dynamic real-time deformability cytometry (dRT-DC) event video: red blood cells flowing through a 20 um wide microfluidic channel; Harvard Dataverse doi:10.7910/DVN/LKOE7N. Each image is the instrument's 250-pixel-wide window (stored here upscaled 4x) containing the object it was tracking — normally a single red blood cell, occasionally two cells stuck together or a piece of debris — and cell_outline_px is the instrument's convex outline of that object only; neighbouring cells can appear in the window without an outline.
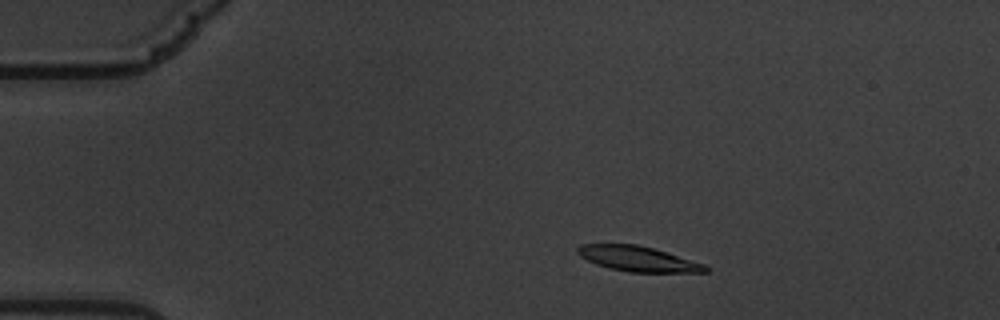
{"species": "common noctule bat (a hibernating species)", "species_latin": "Nyctalus noctula", "temperature_condition": "warm", "stored_images_in_passage": 56, "camera_frame_rate_fps": 3000, "um_per_image_px": 0.085, "animal": {"sex": "male", "body_mass_g": 19.5, "forearm_length_mm": 54.6}, "frame": {"image": 1, "passage_image": 7, "time_ms": 2.0, "image_size_px": [1000, 320], "cell_outline_px": [[708, 272], [628, 272], [608, 268], [596, 264], [580, 256], [576, 252], [576, 248], [580, 244], [636, 244], [652, 248], [704, 264], [708, 268]], "centroid_in_image_um": [54.17, 22.0], "position_along_channel_um": 30.8, "area_um2": 18.55}}
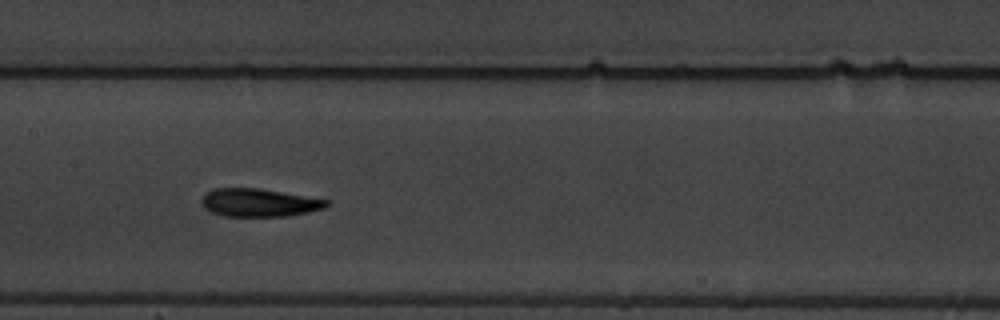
{"frame": {"image": 2, "passage_image": 26, "time_ms": 8.333, "image_size_px": [1000, 320], "cell_outline_px": [[328, 204], [324, 208], [308, 212], [284, 216], [224, 216], [212, 212], [204, 208], [200, 204], [200, 200], [208, 192], [216, 188], [260, 188], [328, 200]], "centroid_in_image_um": [21.98, 17.22], "position_along_channel_um": 185.4, "area_um2": 20.23}}
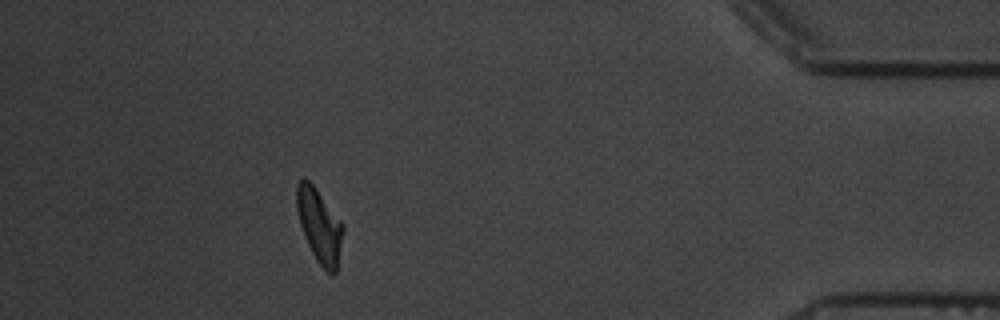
{"frame": {"image": 3, "passage_image": 50, "time_ms": 16.333, "image_size_px": [1000, 320], "cell_outline_px": [[344, 232], [336, 272], [332, 276], [316, 260], [304, 236], [300, 224], [296, 208], [296, 184], [304, 176], [312, 184], [344, 224]], "centroid_in_image_um": [27.15, 19.17], "position_along_channel_um": 408.1, "area_um2": 19.88}, "authors_computed_cell_mechanics": {"area_um2": 20.2878, "velocity_mm_per_s": 3.3839, "shape_relaxation_time_tau1_ms": 3.7891, "shape_relaxation_time_tau2_ms": 1.4797, "deformation_change_tau1": 0.1503, "deformation_change_tau2": 0.0784}}